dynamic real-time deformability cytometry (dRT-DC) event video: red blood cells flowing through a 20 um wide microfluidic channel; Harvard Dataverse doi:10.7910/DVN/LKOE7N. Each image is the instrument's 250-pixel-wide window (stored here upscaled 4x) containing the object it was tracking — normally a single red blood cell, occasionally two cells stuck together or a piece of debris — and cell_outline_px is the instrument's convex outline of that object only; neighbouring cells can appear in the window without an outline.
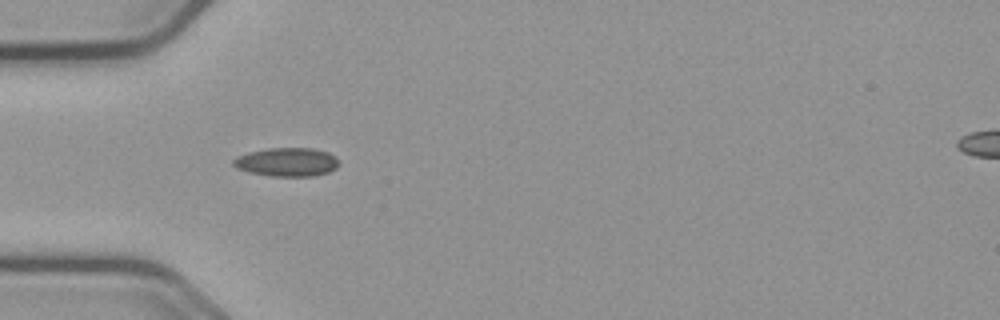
{"species": "common noctule bat (a hibernating species)", "species_latin": "Nyctalus noctula", "temperature_condition": "cold", "stored_images_in_passage": 9, "camera_frame_rate_fps": 3000, "um_per_image_px": 0.085, "animal": {"sex": "male", "body_mass_g": 23.1, "forearm_length_mm": 52.7}, "frame": {"image": 1, "passage_image": 6, "time_ms": 1.667, "image_size_px": [1000, 320], "cell_outline_px": [[340, 164], [336, 168], [328, 172], [312, 176], [272, 176], [248, 172], [236, 168], [232, 164], [232, 160], [236, 156], [248, 152], [268, 148], [312, 148], [328, 152], [336, 156], [340, 160]], "centroid_in_image_um": [24.39, 13.77], "position_along_channel_um": 60.6, "area_um2": 17.86}}
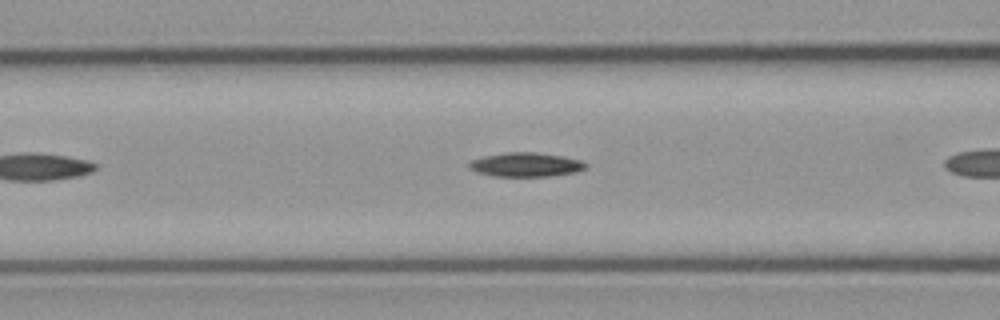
{"frame": {"image": 2, "passage_image": 8, "time_ms": 2.333, "image_size_px": [1000, 320], "cell_outline_px": [[588, 164], [584, 168], [576, 172], [552, 176], [492, 176], [476, 172], [468, 168], [468, 164], [472, 160], [484, 156], [508, 152], [532, 152], [560, 156], [580, 160]], "centroid_in_image_um": [44.66, 14.0], "position_along_channel_um": 121.9, "area_um2": 16.24}}